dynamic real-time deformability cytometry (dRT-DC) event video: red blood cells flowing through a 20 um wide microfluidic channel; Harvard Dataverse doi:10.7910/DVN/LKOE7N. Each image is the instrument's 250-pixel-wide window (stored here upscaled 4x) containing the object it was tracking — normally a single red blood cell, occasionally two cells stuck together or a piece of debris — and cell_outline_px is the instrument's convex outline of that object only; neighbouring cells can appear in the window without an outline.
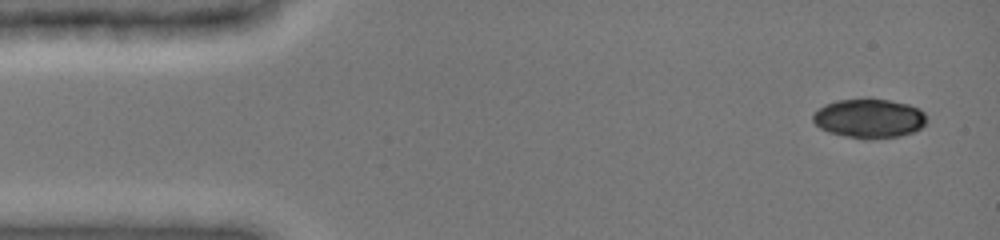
{"species": "common noctule bat (a hibernating species)", "species_latin": "Nyctalus noctula", "temperature_condition": "cold", "stored_images_in_passage": 44, "camera_frame_rate_fps": 3000, "um_per_image_px": 0.085, "animal": {"sex": "female", "body_mass_g": 19.0, "forearm_length_mm": 51.5}, "frame": {"image": 1, "passage_image": 1, "time_ms": 0.0, "image_size_px": [1000, 240], "cell_outline_px": [[928, 120], [920, 128], [912, 132], [900, 136], [872, 140], [864, 140], [844, 136], [828, 132], [820, 128], [812, 120], [812, 116], [824, 104], [836, 100], [888, 100], [908, 104], [920, 108], [928, 116]], "centroid_in_image_um": [73.9, 10.09], "position_along_channel_um": 11.1, "area_um2": 26.07}}